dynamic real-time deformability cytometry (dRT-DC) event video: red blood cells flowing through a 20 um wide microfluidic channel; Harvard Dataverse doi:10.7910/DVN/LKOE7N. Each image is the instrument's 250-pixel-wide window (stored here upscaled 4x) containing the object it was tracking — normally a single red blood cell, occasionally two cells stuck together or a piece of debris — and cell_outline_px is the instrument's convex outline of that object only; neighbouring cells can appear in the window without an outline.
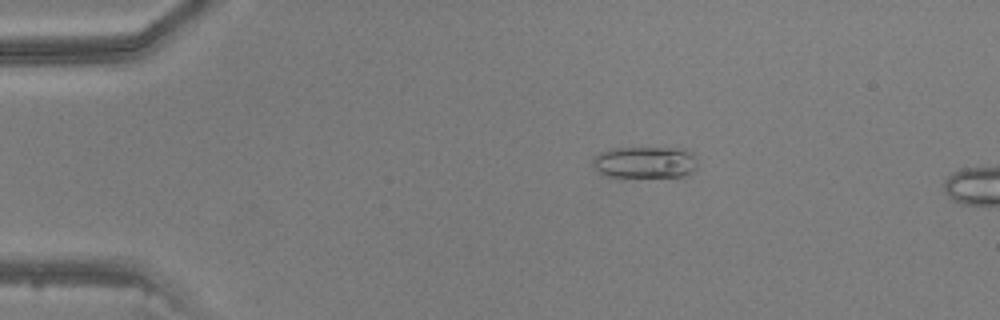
{"species": "common noctule bat (a hibernating species)", "species_latin": "Nyctalus noctula", "temperature_condition": "warm", "stored_images_in_passage": 14, "camera_frame_rate_fps": 3000, "um_per_image_px": 0.085, "animal": {"sex": "male", "body_mass_g": 20.5, "forearm_length_mm": 52.5}, "frame": {"image": 1, "passage_image": 10, "time_ms": 3.0, "image_size_px": [1000, 320], "cell_outline_px": [[696, 168], [692, 172], [684, 176], [608, 176], [600, 172], [592, 164], [592, 160], [600, 152], [608, 148], [684, 148], [692, 152], [696, 156]], "centroid_in_image_um": [54.86, 13.77], "position_along_channel_um": 30.1, "area_um2": 19.31}}